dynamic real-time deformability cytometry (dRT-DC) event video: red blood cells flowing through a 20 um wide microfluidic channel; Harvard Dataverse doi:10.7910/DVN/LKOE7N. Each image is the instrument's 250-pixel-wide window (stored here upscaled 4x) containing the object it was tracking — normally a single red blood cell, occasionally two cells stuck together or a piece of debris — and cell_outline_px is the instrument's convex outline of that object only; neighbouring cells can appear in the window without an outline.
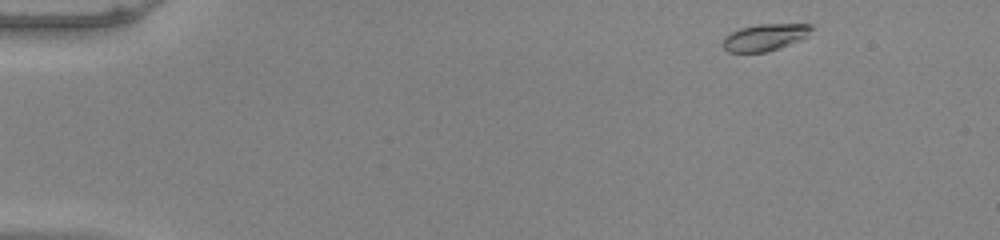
{"species": "common noctule bat (a hibernating species)", "species_latin": "Nyctalus noctula", "temperature_condition": "warm", "stored_images_in_passage": 48, "camera_frame_rate_fps": 3000, "um_per_image_px": 0.085, "animal": {"sex": "male", "body_mass_g": 20.0, "forearm_length_mm": 53.3}, "frame": {"image": 1, "passage_image": 1, "time_ms": 0.0, "image_size_px": [1000, 240], "cell_outline_px": [[816, 28], [808, 36], [800, 40], [764, 52], [728, 52], [724, 48], [724, 36], [740, 28], [760, 24], [812, 24]], "centroid_in_image_um": [65.07, 3.15], "position_along_channel_um": 19.9, "area_um2": 13.76}}
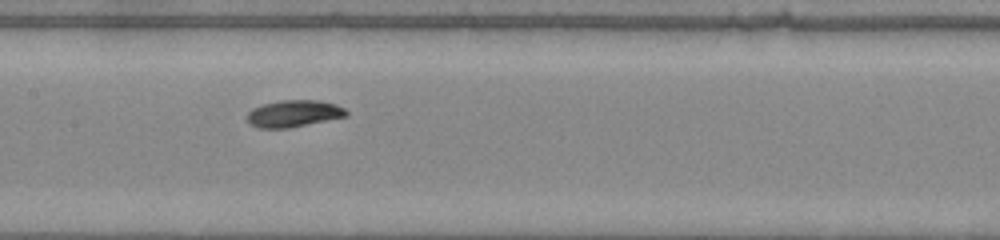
{"frame": {"image": 2, "passage_image": 22, "time_ms": 7.0, "image_size_px": [1000, 240], "cell_outline_px": [[348, 116], [288, 128], [260, 128], [248, 124], [248, 112], [252, 108], [264, 104], [280, 100], [316, 100], [336, 104], [344, 108], [348, 112]], "centroid_in_image_um": [24.97, 9.65], "position_along_channel_um": 182.4, "area_um2": 15.49}}
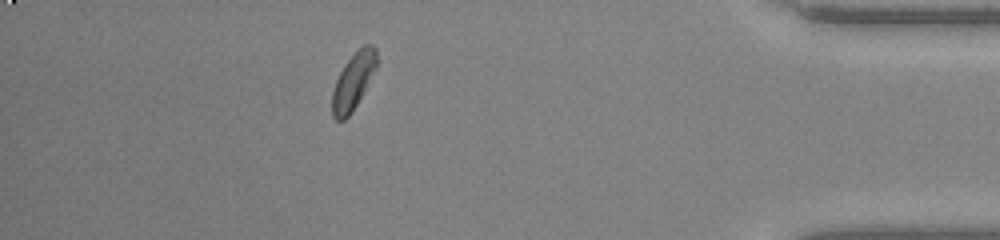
{"frame": {"image": 3, "passage_image": 42, "time_ms": 13.667, "image_size_px": [1000, 240], "cell_outline_px": [[380, 60], [376, 68], [352, 112], [344, 120], [336, 120], [332, 116], [332, 92], [336, 80], [344, 64], [364, 44], [372, 44], [376, 48]], "centroid_in_image_um": [30.05, 6.87], "position_along_channel_um": 405.2, "area_um2": 14.62}, "authors_computed_cell_mechanics": {"area_um2": 15.2014, "velocity_mm_per_s": 3.9463, "shape_relaxation_time_tau1_ms": 2.5367, "shape_relaxation_time_tau2_ms": 4.8729, "deformation_change_tau1": 0.1033, "deformation_change_tau2": 0.0864}}